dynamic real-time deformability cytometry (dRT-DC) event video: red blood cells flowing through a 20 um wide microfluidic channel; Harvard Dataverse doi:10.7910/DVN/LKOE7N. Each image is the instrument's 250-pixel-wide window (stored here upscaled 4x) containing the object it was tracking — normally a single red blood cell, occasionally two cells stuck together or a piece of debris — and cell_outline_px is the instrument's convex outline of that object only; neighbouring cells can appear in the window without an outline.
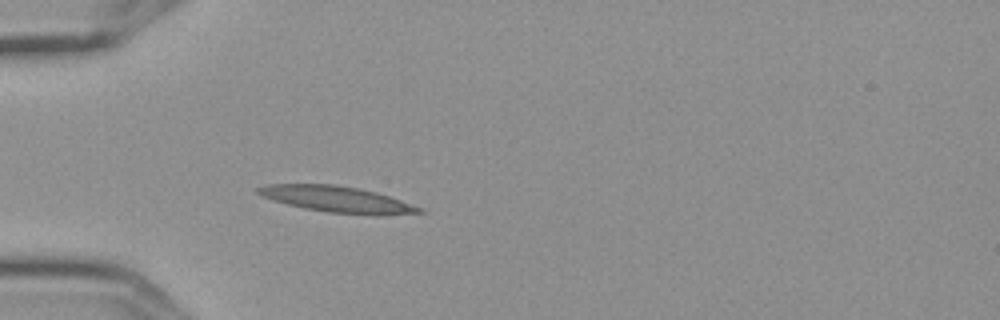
{"species": "Egyptian fruit bat (a non-hibernating species)", "species_latin": "Rousettus aegyptiacus", "temperature_condition": "cold", "stored_images_in_passage": 4, "camera_frame_rate_fps": 3000, "um_per_image_px": 0.085, "frame": {"image": 1, "passage_image": 4, "time_ms": 1.0, "image_size_px": [1000, 320], "cell_outline_px": [[424, 212], [376, 216], [328, 212], [304, 208], [272, 200], [256, 192], [256, 188], [264, 184], [336, 184], [360, 188], [376, 192], [424, 208]], "centroid_in_image_um": [28.67, 16.94], "position_along_channel_um": 56.3, "area_um2": 24.62}}